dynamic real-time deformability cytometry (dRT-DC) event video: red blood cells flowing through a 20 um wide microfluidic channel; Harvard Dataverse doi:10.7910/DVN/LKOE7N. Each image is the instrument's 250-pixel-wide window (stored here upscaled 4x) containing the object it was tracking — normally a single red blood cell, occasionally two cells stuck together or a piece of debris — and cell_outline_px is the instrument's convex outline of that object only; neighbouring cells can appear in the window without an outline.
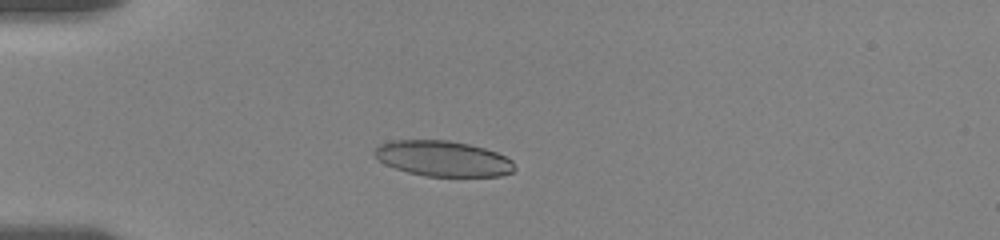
{"species": "human", "species_latin": "Homo sapiens", "temperature_condition": "room temperature", "stored_images_in_passage": 29, "camera_frame_rate_fps": 3000, "um_per_image_px": 0.085, "donor": {"sex": "female"}, "frame": {"image": 1, "passage_image": 20, "time_ms": 4.667, "image_size_px": [1000, 240], "cell_outline_px": [[516, 168], [512, 172], [500, 176], [424, 176], [408, 172], [384, 164], [372, 152], [380, 144], [392, 140], [448, 140], [468, 144], [484, 148], [496, 152], [512, 160]], "centroid_in_image_um": [37.65, 13.48], "position_along_channel_um": 47.3, "area_um2": 28.9}}
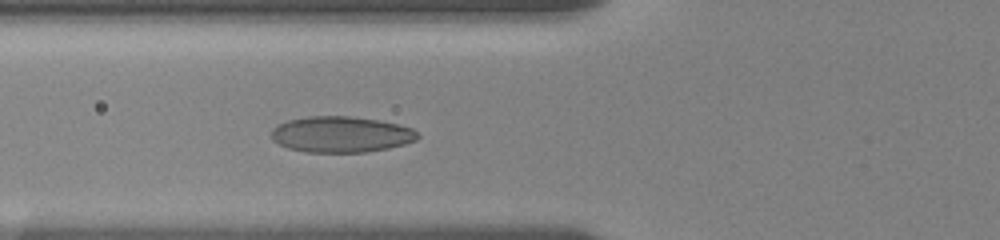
{"frame": {"image": 2, "passage_image": 29, "time_ms": 6.667, "image_size_px": [1000, 240], "cell_outline_px": [[420, 136], [416, 140], [404, 144], [388, 148], [368, 152], [304, 152], [288, 148], [272, 140], [272, 128], [276, 124], [288, 120], [308, 116], [348, 116], [376, 120], [396, 124], [412, 128]], "centroid_in_image_um": [28.96, 11.43], "position_along_channel_um": 96.8, "area_um2": 30.63}}